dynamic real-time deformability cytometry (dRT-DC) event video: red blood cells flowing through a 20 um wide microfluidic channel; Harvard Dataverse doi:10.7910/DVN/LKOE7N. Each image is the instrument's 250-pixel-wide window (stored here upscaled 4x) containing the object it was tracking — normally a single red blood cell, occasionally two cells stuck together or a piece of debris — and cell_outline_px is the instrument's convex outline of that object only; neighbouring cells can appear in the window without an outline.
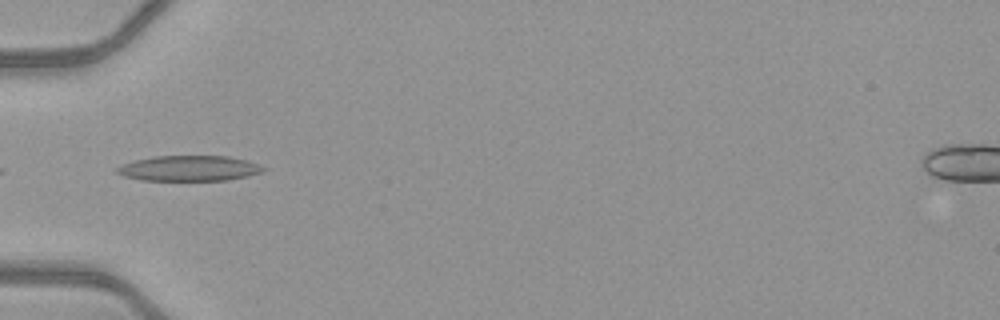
{"species": "common noctule bat (a hibernating species)", "species_latin": "Nyctalus noctula", "temperature_condition": "warm", "stored_images_in_passage": 34, "camera_frame_rate_fps": 3000, "um_per_image_px": 0.085, "animal": {"sex": "female", "body_mass_g": 21.9}, "frame": {"image": 1, "passage_image": 1, "time_ms": 0.0, "image_size_px": [1000, 320], "cell_outline_px": [[268, 168], [264, 172], [248, 176], [228, 180], [140, 180], [124, 176], [116, 172], [116, 168], [124, 164], [136, 160], [156, 156], [228, 156], [248, 160], [260, 164]], "centroid_in_image_um": [16.16, 14.31], "position_along_channel_um": 68.8, "area_um2": 21.73}}
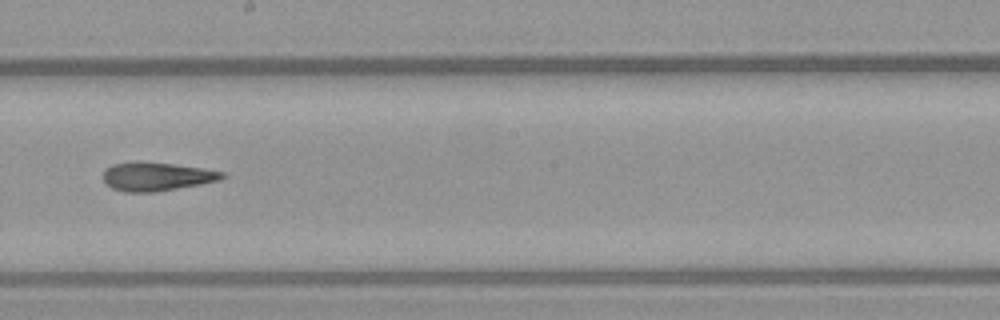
{"frame": {"image": 2, "passage_image": 13, "time_ms": 4.0, "image_size_px": [1000, 320], "cell_outline_px": [[228, 176], [220, 180], [200, 184], [156, 192], [124, 192], [112, 188], [104, 180], [104, 172], [112, 164], [172, 164], [204, 168], [224, 172]], "centroid_in_image_um": [13.4, 15.04], "position_along_channel_um": 234.8, "area_um2": 19.07}}
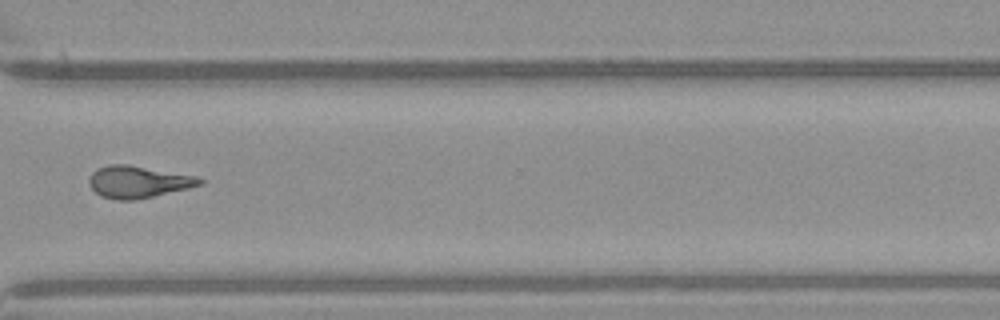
{"frame": {"image": 3, "passage_image": 22, "time_ms": 7.0, "image_size_px": [1000, 320], "cell_outline_px": [[204, 184], [188, 188], [136, 200], [116, 200], [100, 196], [92, 188], [88, 180], [92, 172], [108, 164], [128, 164], [196, 176], [204, 180]], "centroid_in_image_um": [11.75, 15.46], "position_along_channel_um": 358.9, "area_um2": 20.58}, "authors_computed_cell_mechanics": {"area_um2": 19.8832, "velocity_mm_per_s": 4.1389, "shape_relaxation_time_tau1_ms": null, "shape_relaxation_time_tau2_ms": 3.9425, "deformation_change_tau1": null, "deformation_change_tau2": 0.1456}}